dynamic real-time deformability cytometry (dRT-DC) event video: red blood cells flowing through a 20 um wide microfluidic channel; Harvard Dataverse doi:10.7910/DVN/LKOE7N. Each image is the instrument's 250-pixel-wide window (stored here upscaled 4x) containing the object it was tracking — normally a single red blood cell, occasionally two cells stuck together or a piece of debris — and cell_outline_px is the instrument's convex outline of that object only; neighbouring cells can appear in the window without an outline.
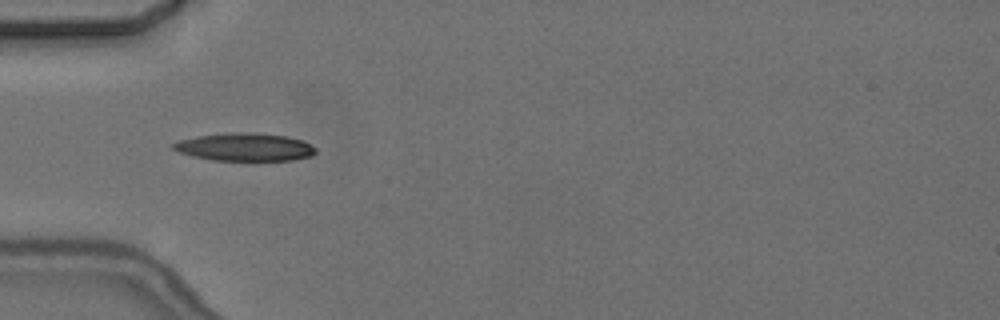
{"species": "common noctule bat (a hibernating species)", "species_latin": "Nyctalus noctula", "temperature_condition": "cold", "stored_images_in_passage": 8, "camera_frame_rate_fps": 3000, "um_per_image_px": 0.085, "animal": {"sex": "female", "body_mass_g": 24.6, "forearm_length_mm": 56.2}, "frame": {"image": 1, "passage_image": 5, "time_ms": 4.667, "image_size_px": [1000, 320], "cell_outline_px": [[316, 152], [312, 156], [292, 160], [252, 164], [212, 160], [192, 156], [180, 152], [172, 148], [172, 144], [180, 140], [196, 136], [232, 132], [256, 132], [288, 136], [304, 140], [316, 148]], "centroid_in_image_um": [20.87, 12.54], "position_along_channel_um": 64.1, "area_um2": 24.45}}
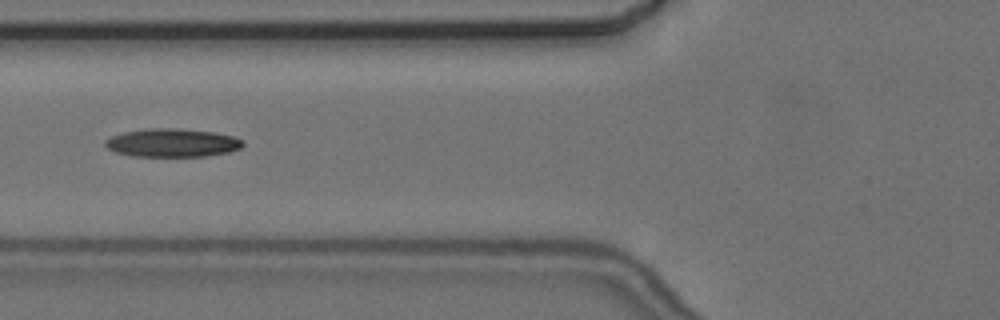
{"frame": {"image": 2, "passage_image": 6, "time_ms": 6.0, "image_size_px": [1000, 320], "cell_outline_px": [[244, 144], [240, 148], [228, 152], [204, 156], [132, 156], [116, 152], [108, 148], [104, 144], [104, 140], [112, 136], [124, 132], [148, 128], [176, 128], [212, 132], [232, 136], [244, 140]], "centroid_in_image_um": [14.63, 12.13], "position_along_channel_um": 111.2, "area_um2": 22.6}}
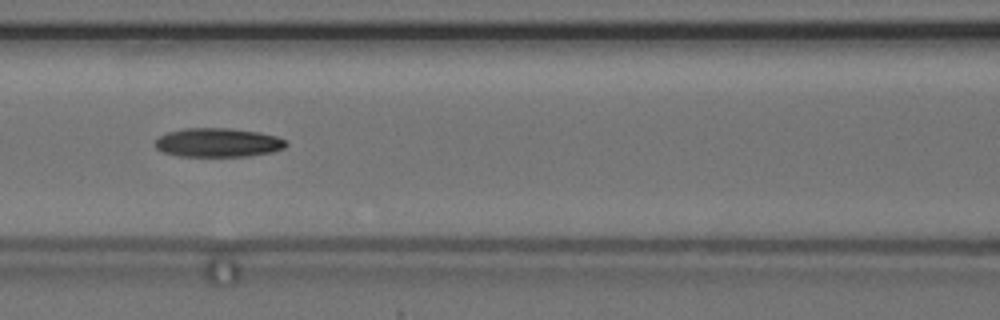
{"frame": {"image": 3, "passage_image": 7, "time_ms": 7.0, "image_size_px": [1000, 320], "cell_outline_px": [[288, 144], [284, 148], [272, 152], [248, 156], [180, 156], [164, 152], [156, 148], [156, 140], [160, 136], [168, 132], [184, 128], [228, 128], [260, 132], [276, 136], [284, 140]], "centroid_in_image_um": [18.55, 12.11], "position_along_channel_um": 148.1, "area_um2": 21.96}}